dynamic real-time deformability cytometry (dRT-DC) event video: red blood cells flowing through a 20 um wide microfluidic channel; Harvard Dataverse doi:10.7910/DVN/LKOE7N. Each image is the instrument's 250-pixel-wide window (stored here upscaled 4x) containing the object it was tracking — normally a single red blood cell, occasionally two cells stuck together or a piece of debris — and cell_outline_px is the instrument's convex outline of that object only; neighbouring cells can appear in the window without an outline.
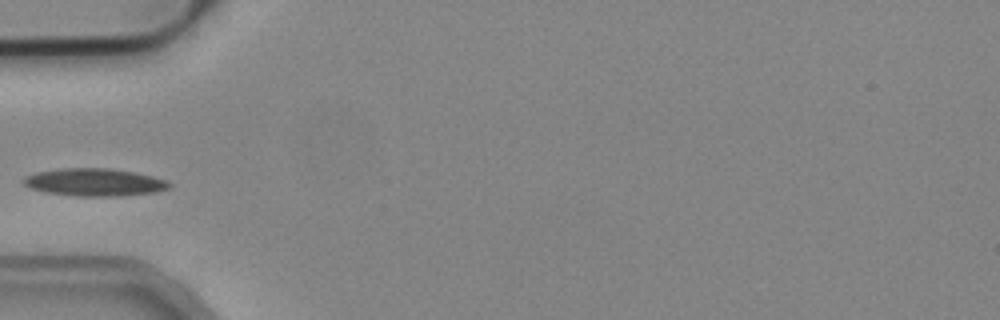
{"species": "common noctule bat (a hibernating species)", "species_latin": "Nyctalus noctula", "temperature_condition": "cold", "stored_images_in_passage": 36, "camera_frame_rate_fps": 3000, "um_per_image_px": 0.085, "animal": {"sex": "male", "body_mass_g": 19.2, "forearm_length_mm": 51.8}, "frame": {"image": 1, "passage_image": 1, "time_ms": 0.0, "image_size_px": [1000, 320], "cell_outline_px": [[172, 184], [168, 188], [156, 192], [120, 196], [76, 196], [44, 192], [32, 188], [24, 184], [20, 180], [24, 176], [36, 172], [60, 168], [108, 168], [132, 172], [152, 176], [164, 180]], "centroid_in_image_um": [7.98, 15.49], "position_along_channel_um": 77.0, "area_um2": 23.41}}
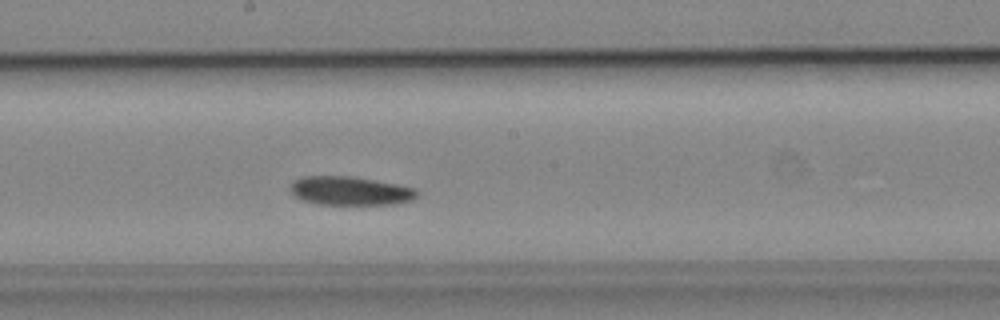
{"frame": {"image": 2, "passage_image": 12, "time_ms": 3.667, "image_size_px": [1000, 320], "cell_outline_px": [[420, 192], [412, 200], [396, 204], [320, 204], [304, 200], [296, 196], [288, 188], [288, 184], [304, 176], [348, 176], [396, 184], [416, 188]], "centroid_in_image_um": [29.77, 16.22], "position_along_channel_um": 218.4, "area_um2": 21.04}}
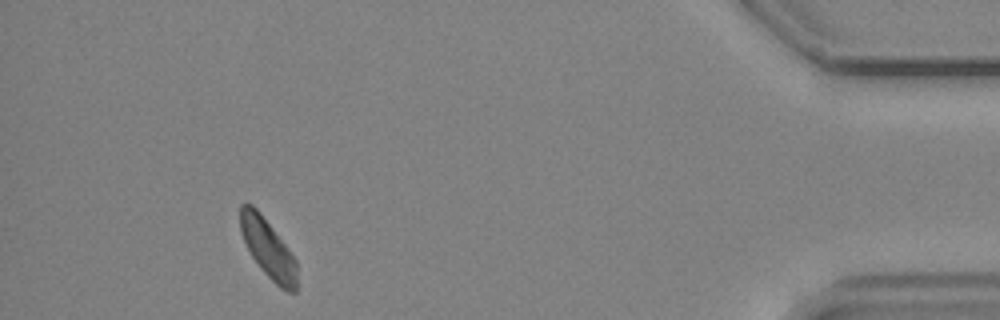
{"frame": {"image": 3, "passage_image": 32, "time_ms": 10.333, "image_size_px": [1000, 320], "cell_outline_px": [[296, 292], [288, 292], [280, 288], [260, 268], [252, 256], [240, 232], [240, 204], [252, 204], [260, 212], [288, 248], [296, 260]], "centroid_in_image_um": [22.77, 21.11], "position_along_channel_um": 412.4, "area_um2": 19.19}}